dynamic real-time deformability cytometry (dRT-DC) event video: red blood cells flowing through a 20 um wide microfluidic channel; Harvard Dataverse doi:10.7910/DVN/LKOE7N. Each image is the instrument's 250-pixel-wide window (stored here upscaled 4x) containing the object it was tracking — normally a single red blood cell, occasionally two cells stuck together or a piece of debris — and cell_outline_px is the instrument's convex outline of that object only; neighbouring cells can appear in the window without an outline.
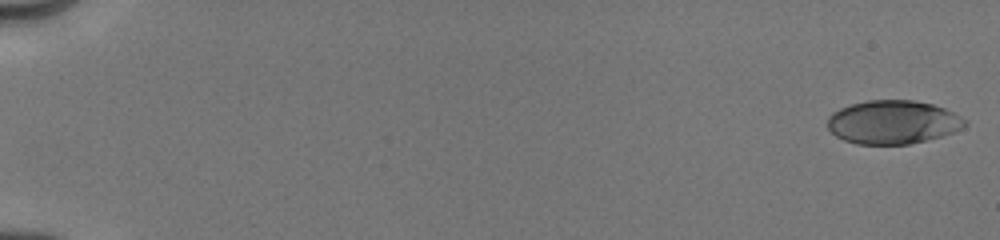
{"species": "human", "species_latin": "Homo sapiens", "temperature_condition": "cold", "stored_images_in_passage": 19, "camera_frame_rate_fps": 3000, "um_per_image_px": 0.085, "donor": {"sex": "male"}, "frame": {"image": 1, "passage_image": 1, "time_ms": 0.0, "image_size_px": [1000, 240], "cell_outline_px": [[968, 124], [952, 132], [940, 136], [908, 144], [856, 144], [844, 140], [836, 136], [828, 128], [828, 116], [832, 112], [840, 108], [852, 104], [868, 100], [912, 100], [932, 104], [944, 108], [968, 120]], "centroid_in_image_um": [75.88, 10.38], "position_along_channel_um": 9.1, "area_um2": 34.68}}
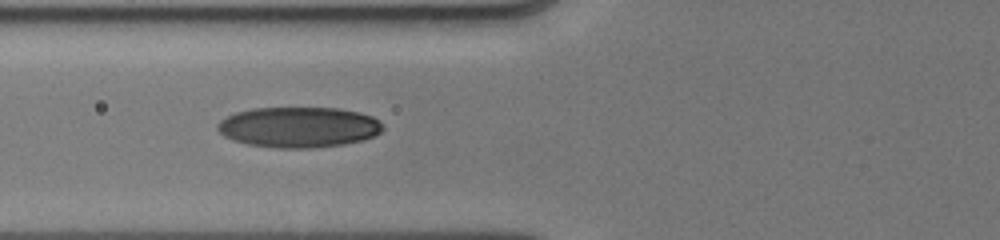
{"frame": {"image": 2, "passage_image": 16, "time_ms": 7.0, "image_size_px": [1000, 240], "cell_outline_px": [[384, 128], [380, 132], [372, 136], [360, 140], [344, 144], [312, 148], [276, 148], [248, 144], [232, 140], [224, 136], [216, 128], [216, 124], [220, 120], [236, 112], [252, 108], [336, 108], [360, 112], [372, 116], [380, 120]], "centroid_in_image_um": [25.37, 10.8], "position_along_channel_um": 100.4, "area_um2": 39.13}}
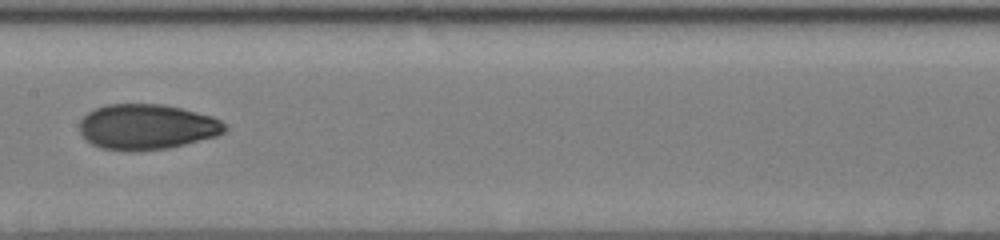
{"frame": {"image": 3, "passage_image": 19, "time_ms": 9.333, "image_size_px": [1000, 240], "cell_outline_px": [[228, 128], [224, 132], [216, 136], [168, 148], [136, 152], [124, 152], [100, 148], [92, 144], [80, 132], [80, 120], [88, 112], [96, 108], [108, 104], [164, 104], [212, 116], [220, 120]], "centroid_in_image_um": [12.46, 10.8], "position_along_channel_um": 194.9, "area_um2": 38.55}}